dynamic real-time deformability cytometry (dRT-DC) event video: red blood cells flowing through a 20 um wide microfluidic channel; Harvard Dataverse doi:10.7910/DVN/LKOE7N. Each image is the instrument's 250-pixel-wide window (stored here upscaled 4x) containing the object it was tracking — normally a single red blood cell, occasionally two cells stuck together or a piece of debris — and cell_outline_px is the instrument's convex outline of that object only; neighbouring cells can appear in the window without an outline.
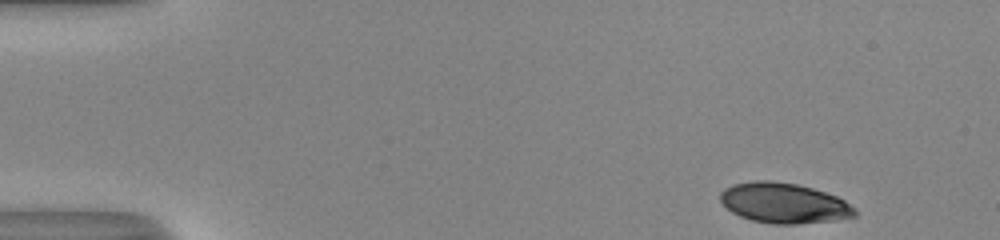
{"species": "human", "species_latin": "Homo sapiens", "temperature_condition": "room temperature", "stored_images_in_passage": 47, "camera_frame_rate_fps": 3000, "um_per_image_px": 0.085, "donor": {"sex": "male"}, "frame": {"image": 1, "passage_image": 1, "time_ms": 0.0, "image_size_px": [1000, 240], "cell_outline_px": [[856, 216], [832, 220], [796, 224], [772, 224], [752, 220], [740, 216], [732, 212], [720, 200], [720, 192], [724, 188], [732, 184], [756, 180], [772, 180], [796, 184], [812, 188], [836, 196], [844, 200], [856, 208]], "centroid_in_image_um": [66.62, 17.25], "position_along_channel_um": 18.4, "area_um2": 31.5}}
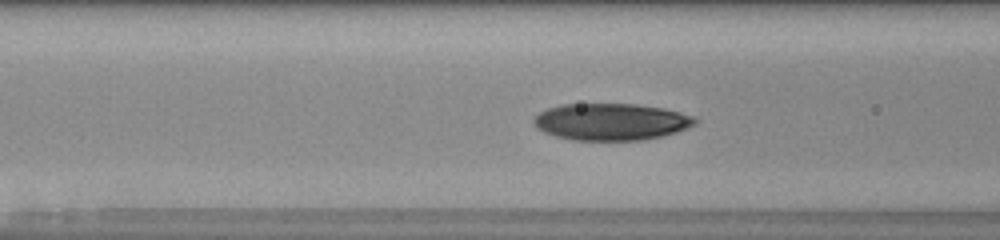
{"frame": {"image": 2, "passage_image": 17, "time_ms": 5.333, "image_size_px": [1000, 240], "cell_outline_px": [[700, 120], [696, 124], [688, 128], [664, 136], [644, 140], [572, 140], [556, 136], [544, 132], [536, 128], [532, 124], [532, 120], [540, 112], [548, 108], [564, 104], [636, 104], [664, 108], [680, 112], [692, 116]], "centroid_in_image_um": [51.96, 10.35], "position_along_channel_um": 114.6, "area_um2": 34.91}}
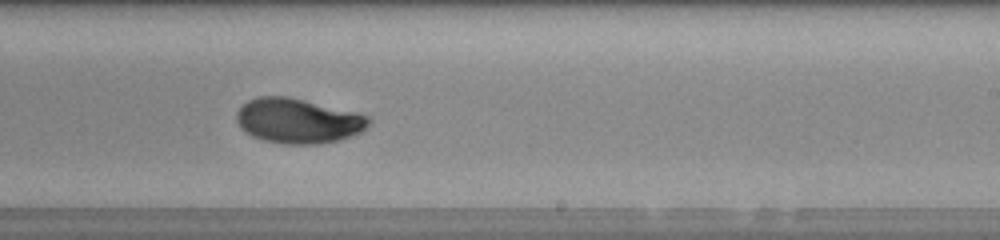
{"frame": {"image": 3, "passage_image": 28, "time_ms": 9.0, "image_size_px": [1000, 240], "cell_outline_px": [[372, 120], [360, 132], [352, 136], [340, 140], [316, 144], [288, 144], [264, 140], [252, 136], [244, 132], [240, 128], [236, 120], [236, 112], [248, 100], [256, 96], [288, 96], [356, 112], [368, 116]], "centroid_in_image_um": [25.31, 10.26], "position_along_channel_um": 263.7, "area_um2": 34.62}, "authors_computed_cell_mechanics": {"area_um2": 33.9286, "velocity_mm_per_s": 4.0787, "shape_relaxation_time_tau1_ms": 6.457, "shape_relaxation_time_tau2_ms": 1.3055, "deformation_change_tau1": 0.2455, "deformation_change_tau2": 0.026}}